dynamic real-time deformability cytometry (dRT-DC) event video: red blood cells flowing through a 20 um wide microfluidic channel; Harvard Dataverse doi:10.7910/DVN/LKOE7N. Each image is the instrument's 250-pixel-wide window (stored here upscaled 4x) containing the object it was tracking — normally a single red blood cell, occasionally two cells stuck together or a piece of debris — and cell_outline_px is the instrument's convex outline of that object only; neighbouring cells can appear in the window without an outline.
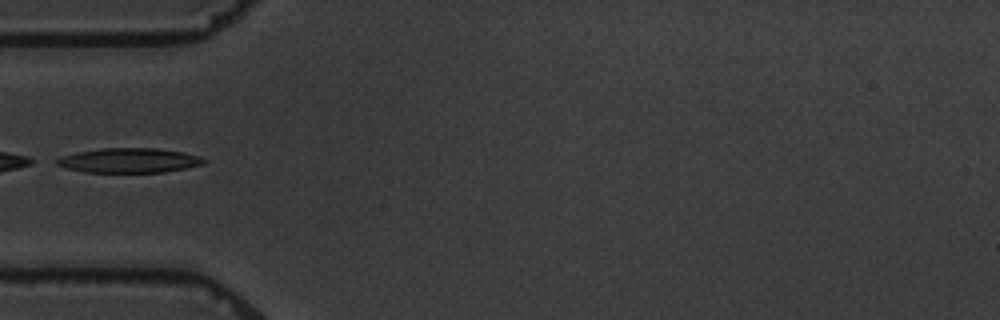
{"species": "common noctule bat (a hibernating species)", "species_latin": "Nyctalus noctula", "temperature_condition": "warm", "stored_images_in_passage": 10, "camera_frame_rate_fps": 3000, "um_per_image_px": 0.085, "animal": {"sex": "male", "body_mass_g": 19.5, "forearm_length_mm": 54.6}, "frame": {"image": 1, "passage_image": 6, "time_ms": 5.667, "image_size_px": [1000, 320], "cell_outline_px": [[208, 160], [204, 164], [164, 172], [84, 172], [64, 168], [56, 164], [52, 160], [76, 152], [100, 148], [160, 148], [184, 152], [200, 156]], "centroid_in_image_um": [10.97, 13.63], "position_along_channel_um": 74.0, "area_um2": 21.33}}
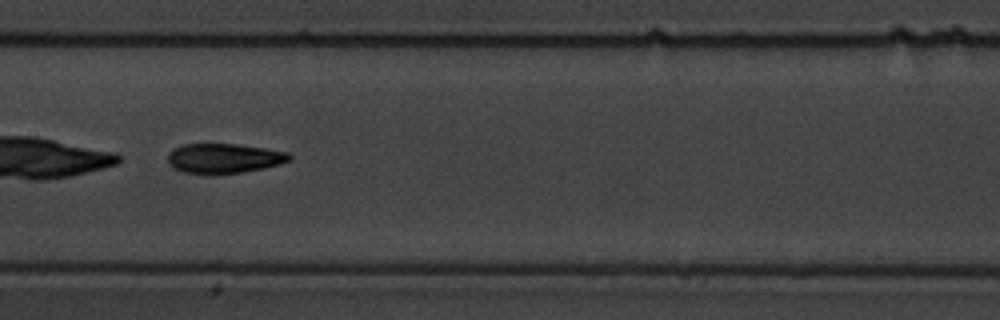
{"frame": {"image": 2, "passage_image": 9, "time_ms": 9.0, "image_size_px": [1000, 320], "cell_outline_px": [[292, 156], [288, 160], [280, 164], [264, 168], [240, 172], [212, 176], [208, 176], [180, 172], [172, 168], [168, 164], [168, 152], [172, 148], [184, 144], [236, 144], [264, 148], [288, 152]], "centroid_in_image_um": [18.95, 13.49], "position_along_channel_um": 188.5, "area_um2": 21.62}}
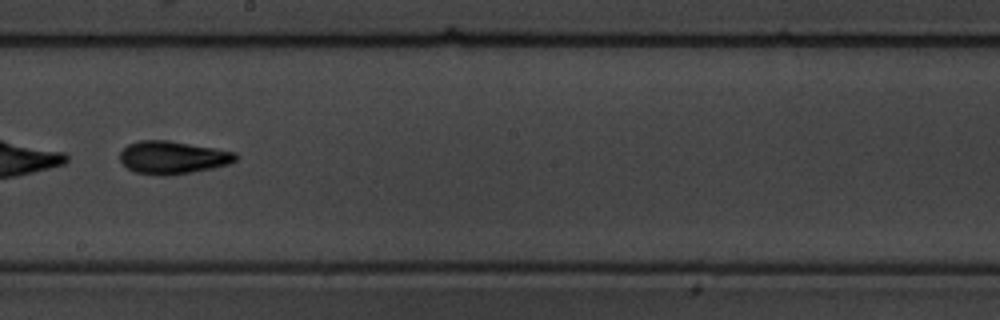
{"frame": {"image": 3, "passage_image": 10, "time_ms": 10.333, "image_size_px": [1000, 320], "cell_outline_px": [[240, 156], [236, 160], [228, 164], [212, 168], [168, 176], [156, 176], [132, 172], [120, 160], [120, 152], [128, 144], [140, 140], [168, 140], [216, 148], [236, 152]], "centroid_in_image_um": [14.68, 13.39], "position_along_channel_um": 233.5, "area_um2": 22.37}}